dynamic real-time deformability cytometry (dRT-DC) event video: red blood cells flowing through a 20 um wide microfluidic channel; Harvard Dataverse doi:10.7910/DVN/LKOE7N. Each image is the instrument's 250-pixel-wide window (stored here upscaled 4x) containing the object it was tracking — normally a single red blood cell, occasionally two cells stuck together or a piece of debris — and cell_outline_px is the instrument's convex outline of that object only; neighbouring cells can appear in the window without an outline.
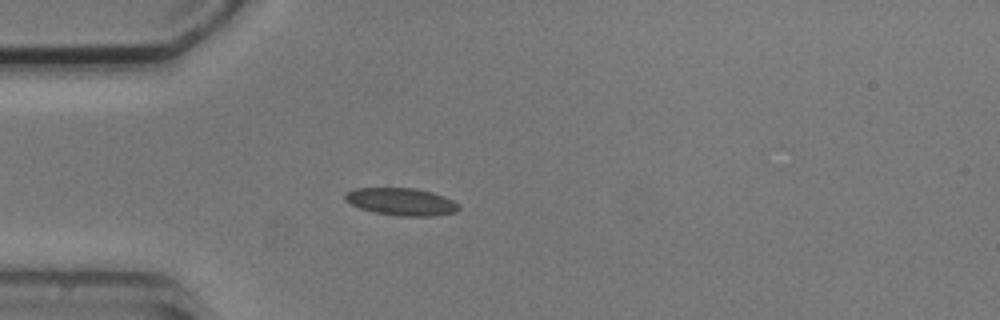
{"species": "common noctule bat (a hibernating species)", "species_latin": "Nyctalus noctula", "temperature_condition": "cold", "stored_images_in_passage": 4, "camera_frame_rate_fps": 3000, "um_per_image_px": 0.085, "animal": {"sex": "male", "body_mass_g": 20.5, "forearm_length_mm": 52.5}, "frame": {"image": 1, "passage_image": 3, "time_ms": 3.333, "image_size_px": [1000, 320], "cell_outline_px": [[460, 208], [456, 212], [436, 216], [400, 216], [376, 212], [360, 208], [344, 200], [344, 192], [352, 188], [412, 188], [432, 192], [444, 196], [452, 200]], "centroid_in_image_um": [34.08, 17.14], "position_along_channel_um": 50.9, "area_um2": 18.15}}